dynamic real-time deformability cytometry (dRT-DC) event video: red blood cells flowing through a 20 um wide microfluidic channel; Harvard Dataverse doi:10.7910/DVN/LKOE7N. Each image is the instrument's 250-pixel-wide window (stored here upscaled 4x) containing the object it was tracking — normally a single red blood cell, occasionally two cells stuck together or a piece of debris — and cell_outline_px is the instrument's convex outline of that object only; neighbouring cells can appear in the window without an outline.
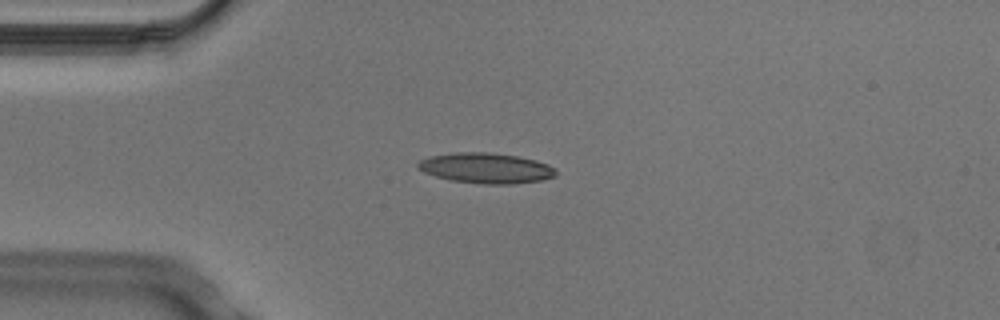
{"species": "Egyptian fruit bat (a non-hibernating species)", "species_latin": "Rousettus aegyptiacus", "temperature_condition": "cold", "stored_images_in_passage": 6, "camera_frame_rate_fps": 3000, "um_per_image_px": 0.085, "animal": {"sex": "male"}, "frame": {"image": 1, "passage_image": 3, "time_ms": 0.667, "image_size_px": [1000, 320], "cell_outline_px": [[556, 176], [540, 180], [512, 184], [484, 184], [452, 180], [436, 176], [424, 172], [416, 168], [416, 164], [420, 160], [428, 156], [456, 152], [488, 152], [516, 156], [536, 160], [548, 164], [556, 168]], "centroid_in_image_um": [41.3, 14.28], "position_along_channel_um": 43.7, "area_um2": 24.45}}
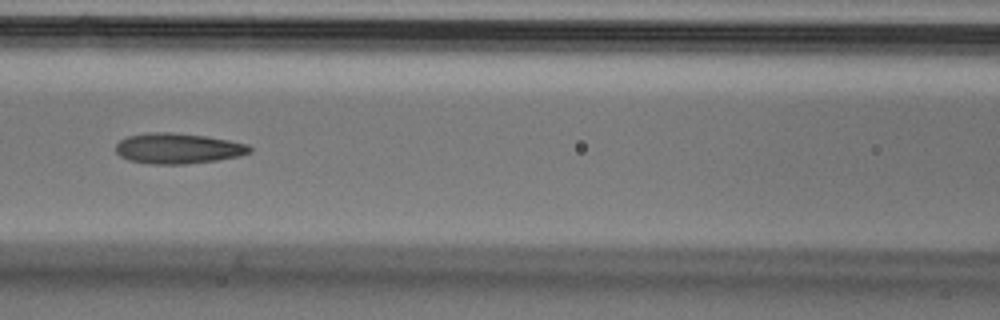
{"frame": {"image": 2, "passage_image": 6, "time_ms": 1.667, "image_size_px": [1000, 320], "cell_outline_px": [[252, 152], [240, 156], [216, 160], [184, 164], [148, 164], [128, 160], [120, 156], [116, 152], [116, 144], [120, 140], [128, 136], [148, 132], [172, 132], [208, 136], [248, 144], [252, 148]], "centroid_in_image_um": [15.13, 12.61], "position_along_channel_um": 151.5, "area_um2": 23.99}}